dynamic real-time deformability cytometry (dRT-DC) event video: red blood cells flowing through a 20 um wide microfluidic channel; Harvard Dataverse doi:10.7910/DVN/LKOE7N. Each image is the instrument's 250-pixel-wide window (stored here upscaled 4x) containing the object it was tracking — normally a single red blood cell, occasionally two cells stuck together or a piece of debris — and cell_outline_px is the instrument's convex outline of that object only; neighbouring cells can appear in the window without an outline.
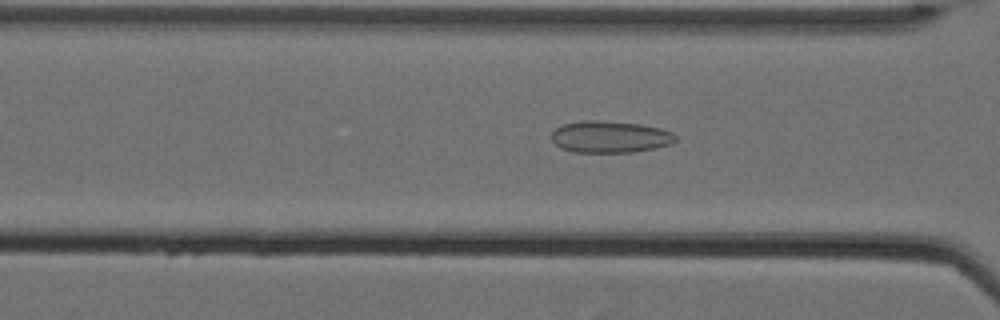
{"species": "Egyptian fruit bat (a non-hibernating species)", "species_latin": "Rousettus aegyptiacus", "temperature_condition": "cold", "stored_images_in_passage": 62, "camera_frame_rate_fps": 3000, "um_per_image_px": 0.085, "animal": {"sex": "female"}, "frame": {"image": 1, "passage_image": 29, "time_ms": 9.333, "image_size_px": [1000, 320], "cell_outline_px": [[676, 140], [672, 144], [656, 148], [632, 152], [572, 152], [560, 148], [552, 140], [552, 132], [560, 124], [584, 120], [600, 120], [640, 124], [660, 128], [672, 132], [676, 136]], "centroid_in_image_um": [51.84, 11.63], "position_along_channel_um": 114.8, "area_um2": 23.18}}
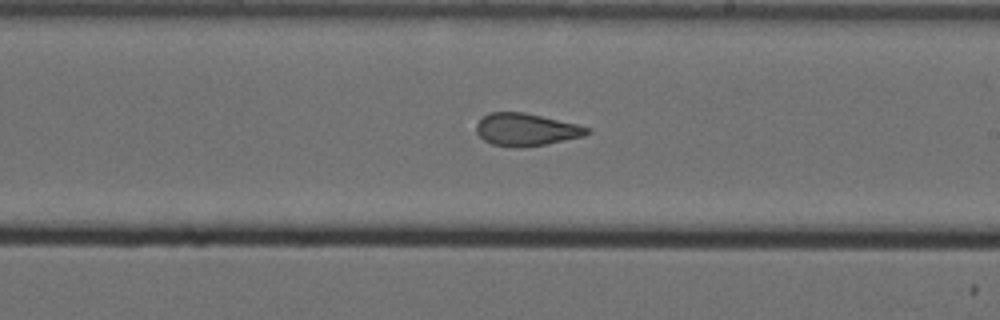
{"frame": {"image": 2, "passage_image": 40, "time_ms": 13.0, "image_size_px": [1000, 320], "cell_outline_px": [[588, 132], [584, 136], [544, 144], [520, 148], [492, 144], [484, 140], [476, 132], [476, 124], [480, 116], [488, 112], [524, 112], [576, 124], [588, 128]], "centroid_in_image_um": [44.63, 11.0], "position_along_channel_um": 244.4, "area_um2": 20.81}}
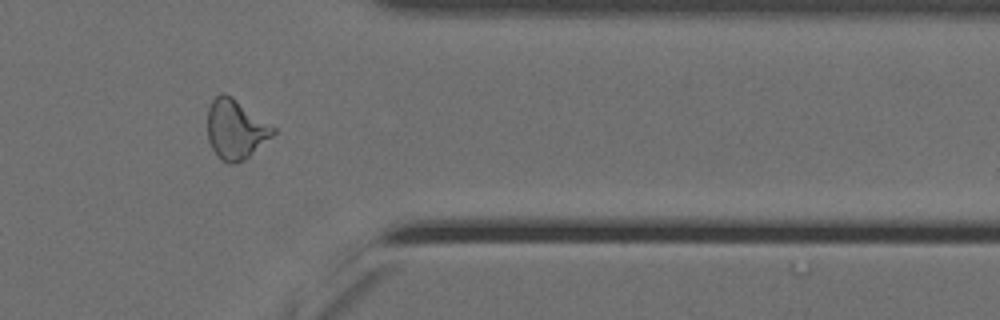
{"frame": {"image": 3, "passage_image": 53, "time_ms": 17.333, "image_size_px": [1000, 320], "cell_outline_px": [[276, 132], [272, 136], [244, 160], [232, 164], [228, 164], [212, 148], [208, 140], [208, 108], [212, 100], [220, 92], [224, 92], [232, 96], [276, 128]], "centroid_in_image_um": [20.03, 10.96], "position_along_channel_um": 391.4, "area_um2": 22.54}, "authors_computed_cell_mechanics": {"area_um2": 23.2356, "velocity_mm_per_s": 3.5082, "shape_relaxation_time_tau1_ms": null, "shape_relaxation_time_tau2_ms": 1.7358, "deformation_change_tau1": null, "deformation_change_tau2": 0.0987}}